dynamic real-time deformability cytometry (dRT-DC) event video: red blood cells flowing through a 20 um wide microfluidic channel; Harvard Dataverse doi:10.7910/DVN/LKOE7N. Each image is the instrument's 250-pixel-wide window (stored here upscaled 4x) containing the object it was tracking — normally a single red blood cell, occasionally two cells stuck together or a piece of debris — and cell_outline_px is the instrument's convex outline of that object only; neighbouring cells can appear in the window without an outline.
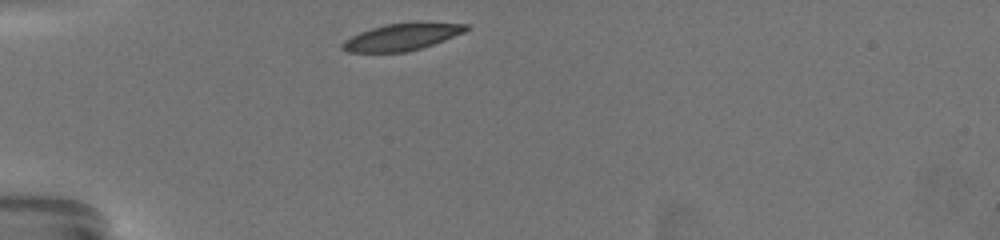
{"species": "common noctule bat (a hibernating species)", "species_latin": "Nyctalus noctula", "temperature_condition": "warm", "stored_images_in_passage": 34, "camera_frame_rate_fps": 3000, "um_per_image_px": 0.085, "animal": {"sex": "female", "body_mass_g": 19.5, "forearm_length_mm": 54.1}, "frame": {"image": 1, "passage_image": 1, "time_ms": 0.0, "image_size_px": [1000, 240], "cell_outline_px": [[468, 28], [464, 32], [444, 40], [420, 48], [404, 52], [348, 52], [340, 44], [344, 40], [360, 32], [384, 24], [420, 20], [468, 24]], "centroid_in_image_um": [34.2, 3.09], "position_along_channel_um": 50.8, "area_um2": 19.71}}
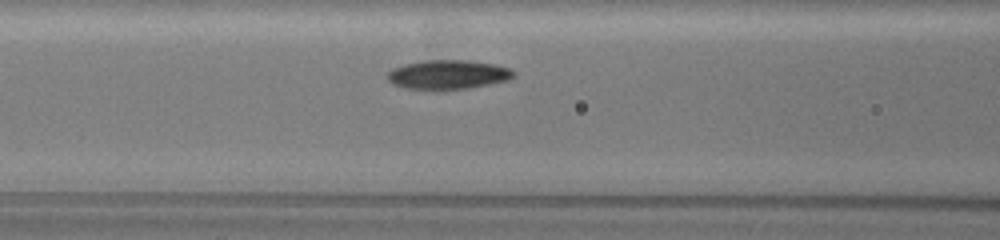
{"frame": {"image": 2, "passage_image": 10, "time_ms": 3.0, "image_size_px": [1000, 240], "cell_outline_px": [[516, 72], [508, 80], [488, 84], [464, 88], [408, 88], [396, 84], [388, 80], [388, 72], [392, 68], [404, 64], [424, 60], [468, 60], [496, 64], [508, 68]], "centroid_in_image_um": [38.1, 6.3], "position_along_channel_um": 128.5, "area_um2": 20.87}}
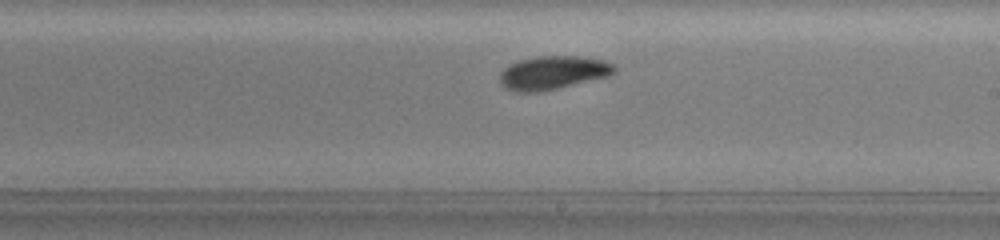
{"frame": {"image": 3, "passage_image": 20, "time_ms": 6.333, "image_size_px": [1000, 240], "cell_outline_px": [[616, 68], [608, 76], [540, 92], [516, 92], [500, 84], [500, 72], [508, 64], [520, 60], [536, 56], [580, 56], [604, 60], [612, 64]], "centroid_in_image_um": [46.95, 6.17], "position_along_channel_um": 242.0, "area_um2": 22.2}, "authors_computed_cell_mechanics": {"area_um2": 21.0103, "velocity_mm_per_s": 3.4151, "shape_relaxation_time_tau1_ms": 2.4222, "shape_relaxation_time_tau2_ms": null, "deformation_change_tau1": 0.1049, "deformation_change_tau2": null}}